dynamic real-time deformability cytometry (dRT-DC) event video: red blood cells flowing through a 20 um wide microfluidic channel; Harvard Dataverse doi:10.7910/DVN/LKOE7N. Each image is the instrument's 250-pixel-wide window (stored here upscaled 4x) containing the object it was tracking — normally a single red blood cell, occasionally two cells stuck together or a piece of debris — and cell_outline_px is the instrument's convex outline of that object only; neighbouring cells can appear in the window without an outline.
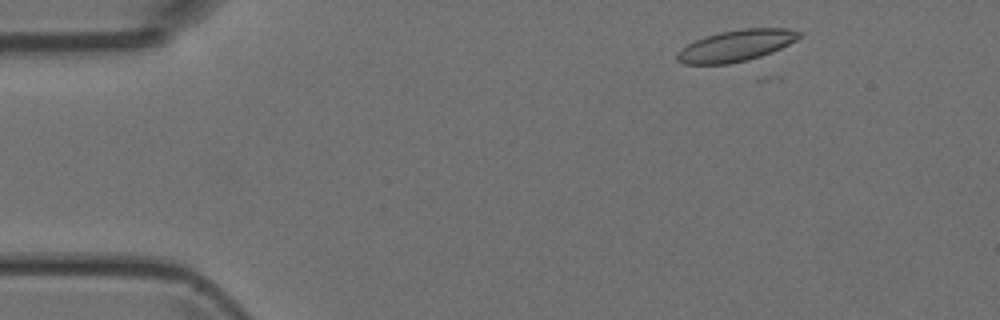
{"species": "Egyptian fruit bat (a non-hibernating species)", "species_latin": "Rousettus aegyptiacus", "temperature_condition": "room temperature", "stored_images_in_passage": 4, "camera_frame_rate_fps": 3000, "um_per_image_px": 0.085, "animal": {"sex": "female"}, "frame": {"image": 1, "passage_image": 1, "time_ms": 0.0, "image_size_px": [1000, 320], "cell_outline_px": [[804, 36], [772, 52], [748, 60], [728, 64], [684, 64], [676, 60], [676, 52], [688, 44], [696, 40], [720, 32], [744, 28], [788, 28], [804, 32]], "centroid_in_image_um": [62.61, 3.88], "position_along_channel_um": 22.4, "area_um2": 22.37}}